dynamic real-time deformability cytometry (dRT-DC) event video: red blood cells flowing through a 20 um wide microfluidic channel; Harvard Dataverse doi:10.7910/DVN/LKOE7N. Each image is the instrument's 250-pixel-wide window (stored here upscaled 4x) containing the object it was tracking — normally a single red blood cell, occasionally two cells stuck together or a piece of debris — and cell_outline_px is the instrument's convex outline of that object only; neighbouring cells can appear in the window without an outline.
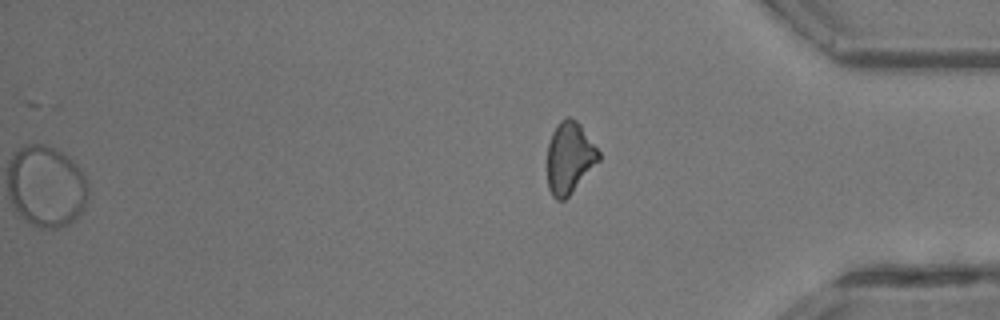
{"species": "common noctule bat (a hibernating species)", "species_latin": "Nyctalus noctula", "temperature_condition": "room temperature", "stored_images_in_passage": 21, "segment_of_instrument_passage": [2, 2], "camera_frame_rate_fps": 3000, "um_per_image_px": 0.085, "animal": {"sex": "male", "body_mass_g": 13.3}, "frame": {"image": 1, "passage_image": 21, "time_ms": 6.667, "image_size_px": [1000, 320], "cell_outline_px": [[600, 160], [568, 196], [564, 200], [556, 200], [552, 196], [548, 188], [548, 144], [552, 132], [556, 124], [560, 120], [568, 116], [576, 120], [580, 124], [600, 152]], "centroid_in_image_um": [48.4, 13.39], "position_along_channel_um": 386.8, "area_um2": 21.39}}